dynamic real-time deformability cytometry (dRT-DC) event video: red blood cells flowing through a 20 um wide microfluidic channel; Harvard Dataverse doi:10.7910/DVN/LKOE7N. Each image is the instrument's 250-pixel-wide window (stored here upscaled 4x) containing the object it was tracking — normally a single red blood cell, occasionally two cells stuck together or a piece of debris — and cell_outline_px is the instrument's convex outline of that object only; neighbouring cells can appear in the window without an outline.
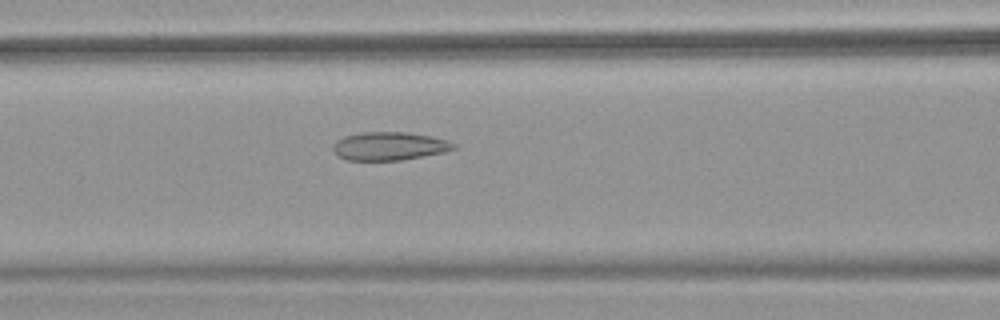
{"species": "common noctule bat (a hibernating species)", "species_latin": "Nyctalus noctula", "temperature_condition": "warm", "stored_images_in_passage": 35, "camera_frame_rate_fps": 3000, "um_per_image_px": 0.085, "animal": {"sex": "female", "body_mass_g": 18.4}, "frame": {"image": 1, "passage_image": 6, "time_ms": 1.667, "image_size_px": [1000, 320], "cell_outline_px": [[456, 148], [444, 152], [400, 160], [348, 160], [336, 156], [332, 148], [332, 144], [336, 140], [344, 136], [360, 132], [408, 132], [432, 136], [448, 140], [456, 144]], "centroid_in_image_um": [33.06, 12.41], "position_along_channel_um": 133.5, "area_um2": 20.06}}
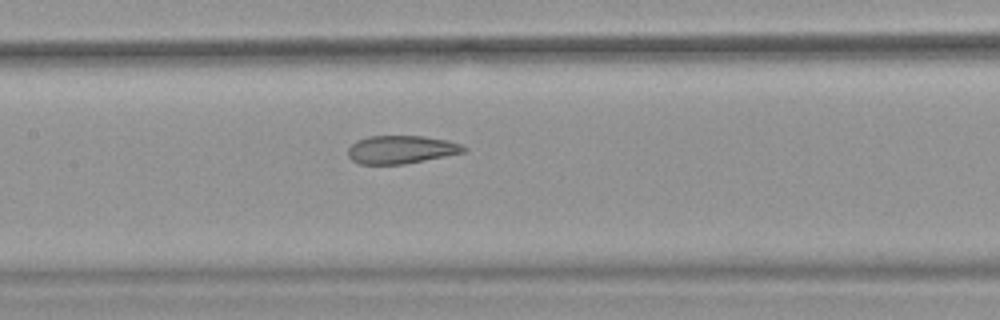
{"frame": {"image": 2, "passage_image": 9, "time_ms": 2.667, "image_size_px": [1000, 320], "cell_outline_px": [[468, 148], [464, 152], [404, 164], [360, 164], [352, 160], [348, 156], [348, 148], [356, 140], [368, 136], [424, 136], [448, 140], [460, 144]], "centroid_in_image_um": [34.08, 12.7], "position_along_channel_um": 173.3, "area_um2": 18.9}}
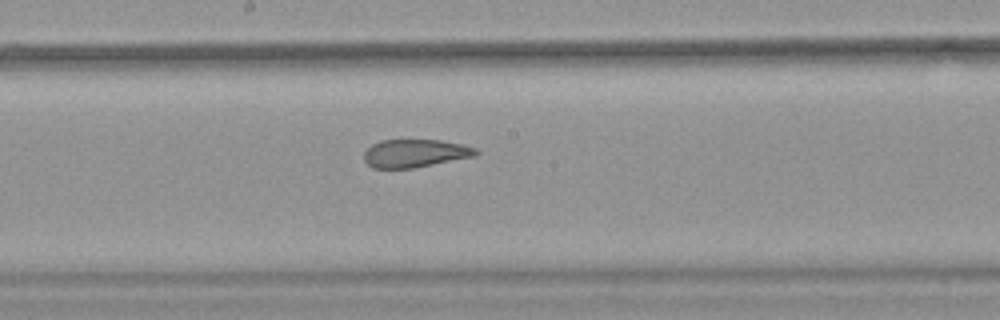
{"frame": {"image": 3, "passage_image": 12, "time_ms": 3.667, "image_size_px": [1000, 320], "cell_outline_px": [[480, 152], [476, 156], [412, 168], [372, 168], [364, 160], [364, 152], [372, 144], [380, 140], [440, 140], [464, 144], [476, 148]], "centroid_in_image_um": [35.3, 13.02], "position_along_channel_um": 212.9, "area_um2": 18.32}, "authors_computed_cell_mechanics": {"area_um2": 20.4612, "velocity_mm_per_s": 3.9936, "shape_relaxation_time_tau1_ms": null, "shape_relaxation_time_tau2_ms": 1.4625, "deformation_change_tau1": null, "deformation_change_tau2": 0.0933}}